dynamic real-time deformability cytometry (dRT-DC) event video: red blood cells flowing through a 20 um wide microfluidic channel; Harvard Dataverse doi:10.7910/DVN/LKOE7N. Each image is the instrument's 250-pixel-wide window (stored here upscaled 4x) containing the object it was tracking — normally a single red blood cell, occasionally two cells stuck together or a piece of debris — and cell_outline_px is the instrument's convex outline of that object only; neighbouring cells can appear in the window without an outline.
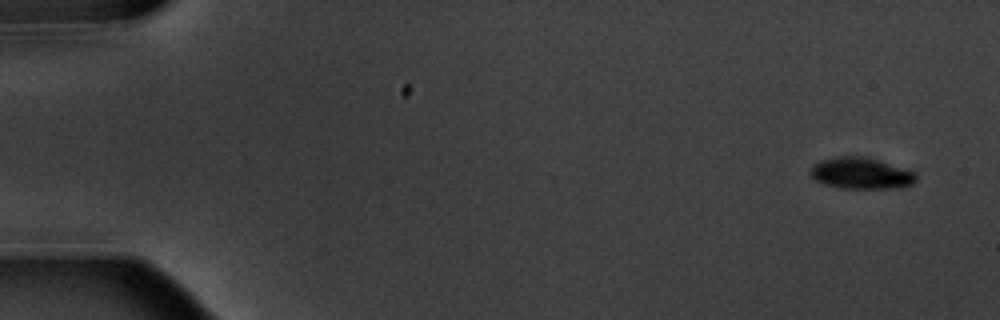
{"species": "common noctule bat (a hibernating species)", "species_latin": "Nyctalus noctula", "temperature_condition": "warm", "stored_images_in_passage": 5, "camera_frame_rate_fps": 3000, "um_per_image_px": 0.085, "animal": {"sex": "male", "body_mass_g": 20.1, "forearm_length_mm": 53.5}, "frame": {"image": 1, "passage_image": 1, "time_ms": 0.0, "image_size_px": [1000, 320], "cell_outline_px": [[916, 180], [912, 184], [888, 188], [844, 188], [828, 184], [816, 180], [812, 176], [812, 168], [820, 160], [836, 156], [864, 156], [916, 172]], "centroid_in_image_um": [73.21, 14.71], "position_along_channel_um": 11.8, "area_um2": 18.79}}
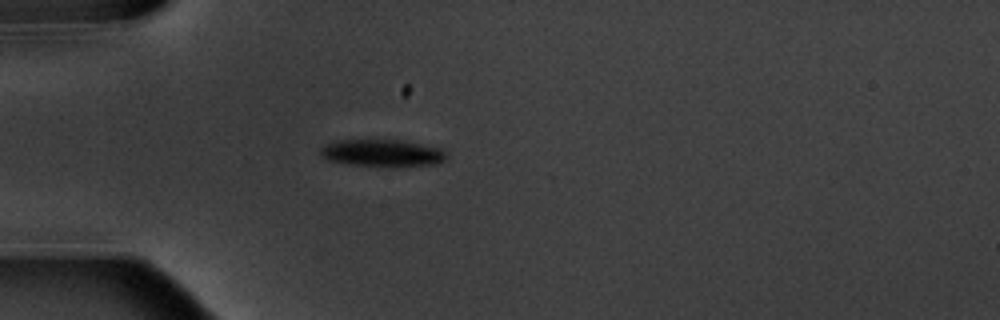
{"frame": {"image": 2, "passage_image": 5, "time_ms": 4.667, "image_size_px": [1000, 320], "cell_outline_px": [[448, 156], [444, 160], [436, 164], [352, 164], [332, 160], [324, 156], [320, 152], [320, 148], [336, 140], [400, 140], [440, 148]], "centroid_in_image_um": [32.5, 12.96], "position_along_channel_um": 52.5, "area_um2": 18.67}}